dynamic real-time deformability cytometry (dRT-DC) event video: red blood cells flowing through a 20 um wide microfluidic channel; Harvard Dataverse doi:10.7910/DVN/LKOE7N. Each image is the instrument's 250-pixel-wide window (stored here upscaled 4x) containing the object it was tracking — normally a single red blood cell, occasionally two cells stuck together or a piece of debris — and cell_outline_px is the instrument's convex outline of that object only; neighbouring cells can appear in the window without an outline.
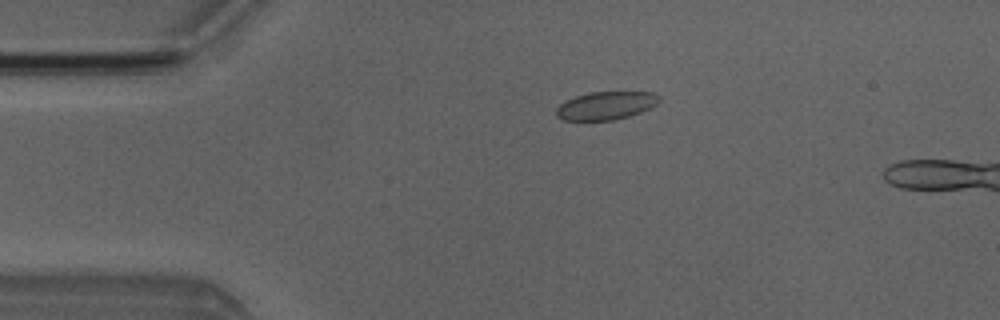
{"species": "Egyptian fruit bat (a non-hibernating species)", "species_latin": "Rousettus aegyptiacus", "temperature_condition": "room temperature", "stored_images_in_passage": 5, "camera_frame_rate_fps": 3000, "um_per_image_px": 0.085, "animal": {"sex": "male"}, "frame": {"image": 1, "passage_image": 3, "time_ms": 2.667, "image_size_px": [1000, 320], "cell_outline_px": [[660, 100], [656, 104], [640, 112], [628, 116], [612, 120], [560, 120], [556, 116], [556, 108], [564, 100], [588, 92], [652, 92], [660, 96]], "centroid_in_image_um": [51.46, 8.97], "position_along_channel_um": 33.5, "area_um2": 16.82}}